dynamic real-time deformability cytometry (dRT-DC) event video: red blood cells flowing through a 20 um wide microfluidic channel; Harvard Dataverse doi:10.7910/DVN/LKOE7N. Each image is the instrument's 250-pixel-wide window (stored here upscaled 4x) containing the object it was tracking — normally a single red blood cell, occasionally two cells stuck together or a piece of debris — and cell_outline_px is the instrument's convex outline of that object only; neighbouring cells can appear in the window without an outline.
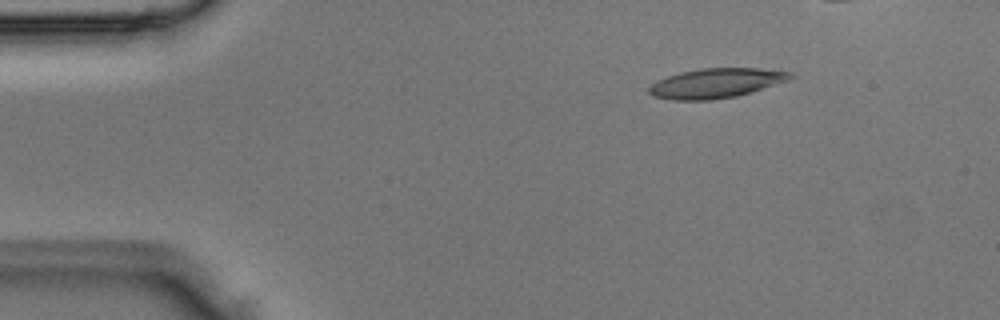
{"species": "Egyptian fruit bat (a non-hibernating species)", "species_latin": "Rousettus aegyptiacus", "temperature_condition": "room temperature", "stored_images_in_passage": 5, "camera_frame_rate_fps": 3000, "um_per_image_px": 0.085, "animal": {"sex": "male"}, "frame": {"image": 1, "passage_image": 2, "time_ms": 0.333, "image_size_px": [1000, 320], "cell_outline_px": [[796, 76], [788, 80], [752, 92], [736, 96], [712, 100], [672, 100], [652, 96], [648, 92], [648, 88], [656, 80], [680, 72], [700, 68], [760, 68], [796, 72]], "centroid_in_image_um": [60.89, 7.06], "position_along_channel_um": 24.1, "area_um2": 24.68}}
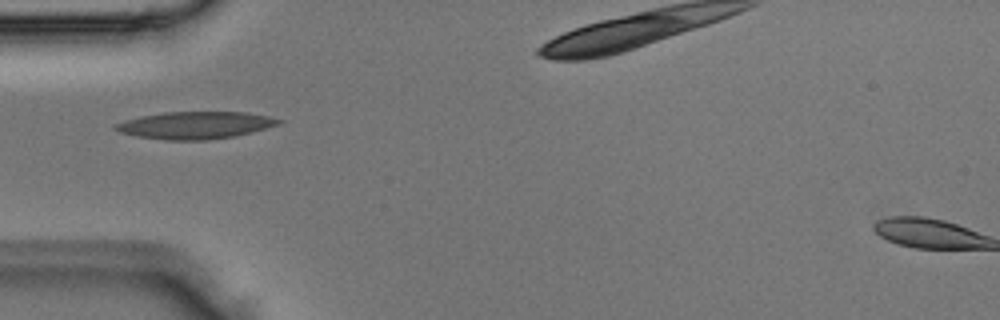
{"frame": {"image": 2, "passage_image": 4, "time_ms": 1.0, "image_size_px": [1000, 320], "cell_outline_px": [[284, 120], [280, 124], [252, 132], [236, 136], [208, 140], [168, 140], [136, 136], [120, 132], [112, 128], [116, 124], [124, 120], [140, 116], [168, 112], [244, 112], [268, 116]], "centroid_in_image_um": [16.61, 10.64], "position_along_channel_um": 68.4, "area_um2": 25.89}}